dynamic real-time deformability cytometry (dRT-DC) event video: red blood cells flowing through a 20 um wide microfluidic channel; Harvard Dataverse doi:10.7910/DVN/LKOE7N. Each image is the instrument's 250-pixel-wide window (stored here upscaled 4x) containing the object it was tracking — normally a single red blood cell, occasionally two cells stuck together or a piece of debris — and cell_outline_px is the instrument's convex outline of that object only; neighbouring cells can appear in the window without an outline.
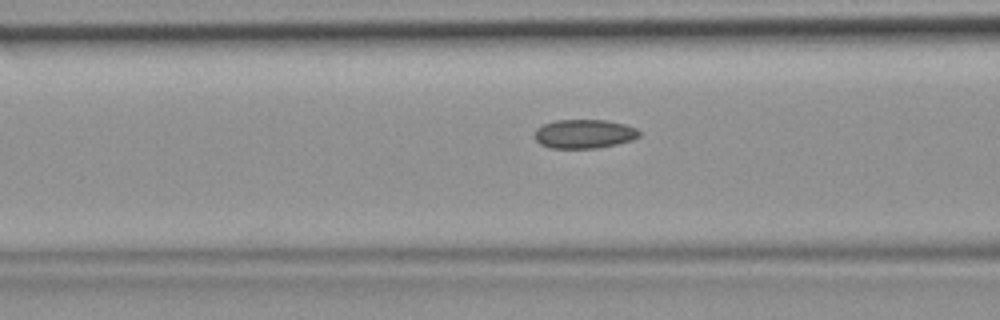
{"species": "common noctule bat (a hibernating species)", "species_latin": "Nyctalus noctula", "temperature_condition": "room temperature", "stored_images_in_passage": 32, "camera_frame_rate_fps": 3000, "um_per_image_px": 0.085, "animal": {"sex": "female", "body_mass_g": 19.9}, "frame": {"image": 1, "passage_image": 4, "time_ms": 1.0, "image_size_px": [1000, 320], "cell_outline_px": [[640, 136], [632, 140], [616, 144], [596, 148], [552, 148], [540, 144], [532, 136], [536, 128], [544, 124], [556, 120], [608, 120], [624, 124], [636, 128], [640, 132]], "centroid_in_image_um": [49.63, 11.37], "position_along_channel_um": 117.0, "area_um2": 17.74}}
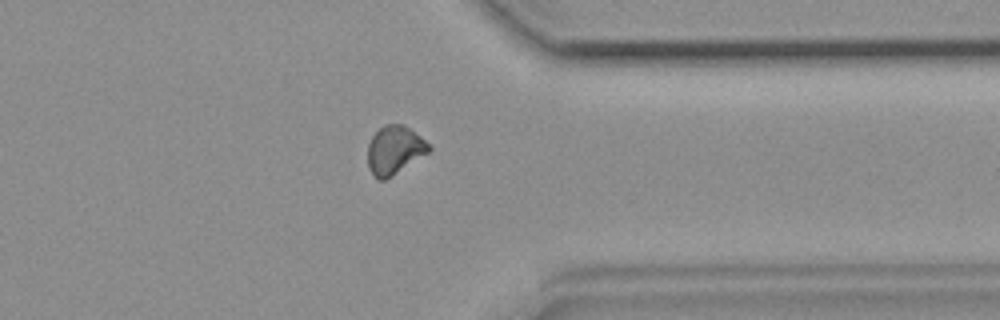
{"frame": {"image": 2, "passage_image": 22, "time_ms": 7.0, "image_size_px": [1000, 320], "cell_outline_px": [[432, 148], [428, 152], [392, 176], [384, 180], [380, 180], [372, 176], [368, 168], [368, 144], [372, 136], [384, 124], [400, 124], [408, 128], [420, 136]], "centroid_in_image_um": [33.49, 12.77], "position_along_channel_um": 377.9, "area_um2": 17.05}}
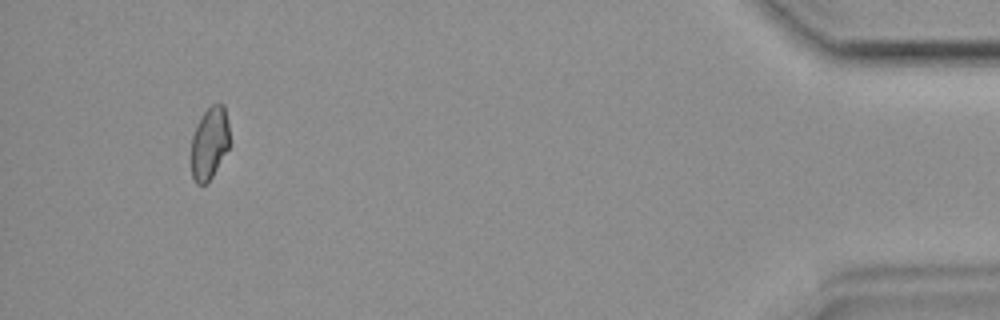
{"frame": {"image": 3, "passage_image": 29, "time_ms": 9.333, "image_size_px": [1000, 320], "cell_outline_px": [[228, 148], [212, 176], [204, 184], [196, 184], [192, 176], [188, 156], [192, 136], [200, 116], [212, 104], [224, 104], [228, 120]], "centroid_in_image_um": [17.74, 12.17], "position_along_channel_um": 417.5, "area_um2": 16.47}}